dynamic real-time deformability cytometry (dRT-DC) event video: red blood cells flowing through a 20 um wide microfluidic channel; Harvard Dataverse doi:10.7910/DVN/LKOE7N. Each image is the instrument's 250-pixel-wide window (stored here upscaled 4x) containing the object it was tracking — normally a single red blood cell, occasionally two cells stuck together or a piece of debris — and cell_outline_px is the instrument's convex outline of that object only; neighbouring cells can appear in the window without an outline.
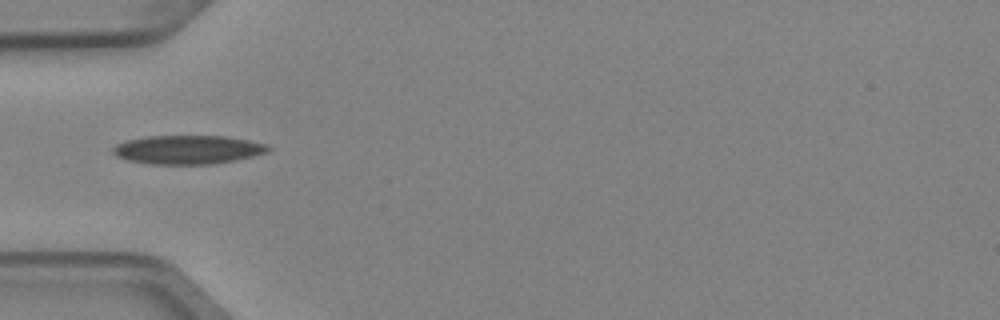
{"species": "Egyptian fruit bat (a non-hibernating species)", "species_latin": "Rousettus aegyptiacus", "temperature_condition": "cold", "stored_images_in_passage": 3, "camera_frame_rate_fps": 3000, "um_per_image_px": 0.085, "animal": {"sex": "female"}, "frame": {"image": 1, "passage_image": 3, "time_ms": 0.667, "image_size_px": [1000, 320], "cell_outline_px": [[272, 148], [268, 152], [252, 156], [212, 164], [152, 164], [128, 160], [116, 156], [112, 152], [112, 148], [116, 144], [128, 140], [148, 136], [224, 136], [248, 140], [268, 144]], "centroid_in_image_um": [15.97, 12.72], "position_along_channel_um": 69.0, "area_um2": 25.89}}